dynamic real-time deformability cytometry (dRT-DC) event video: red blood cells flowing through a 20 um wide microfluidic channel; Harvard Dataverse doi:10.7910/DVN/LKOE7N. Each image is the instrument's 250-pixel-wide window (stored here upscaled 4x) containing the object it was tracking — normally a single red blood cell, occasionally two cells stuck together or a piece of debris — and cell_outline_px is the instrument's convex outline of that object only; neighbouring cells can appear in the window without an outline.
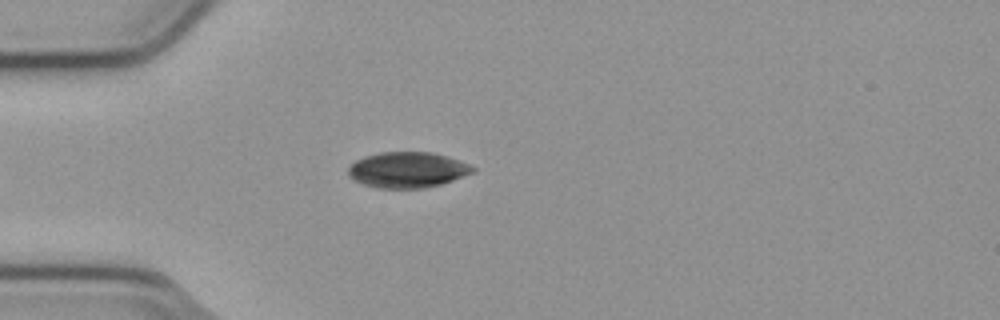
{"species": "common noctule bat (a hibernating species)", "species_latin": "Nyctalus noctula", "temperature_condition": "cold", "stored_images_in_passage": 38, "camera_frame_rate_fps": 3000, "um_per_image_px": 0.085, "animal": {"sex": "male", "body_mass_g": 23.1, "forearm_length_mm": 52.7}, "frame": {"image": 1, "passage_image": 4, "time_ms": 1.0, "image_size_px": [1000, 320], "cell_outline_px": [[476, 172], [440, 184], [424, 188], [380, 188], [364, 184], [352, 180], [348, 176], [348, 168], [356, 160], [364, 156], [380, 152], [432, 152], [448, 156], [468, 164], [476, 168]], "centroid_in_image_um": [34.63, 14.43], "position_along_channel_um": 50.4, "area_um2": 25.95}}
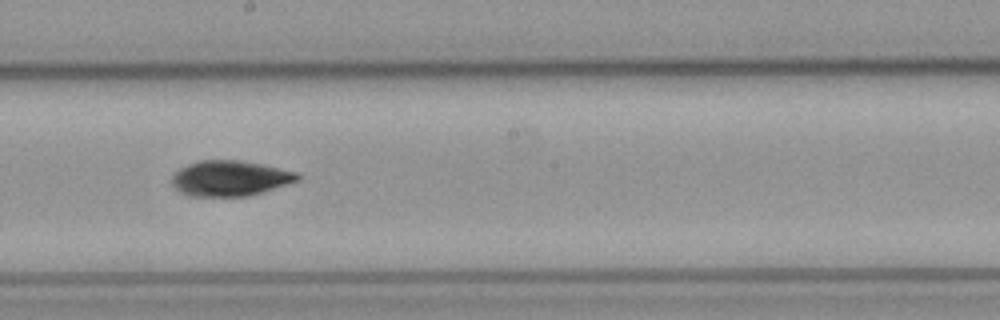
{"frame": {"image": 2, "passage_image": 19, "time_ms": 6.0, "image_size_px": [1000, 320], "cell_outline_px": [[300, 180], [264, 192], [248, 196], [188, 196], [180, 192], [172, 184], [172, 176], [180, 168], [200, 160], [236, 160], [264, 164], [296, 172], [300, 176]], "centroid_in_image_um": [19.57, 15.16], "position_along_channel_um": 228.6, "area_um2": 25.95}}
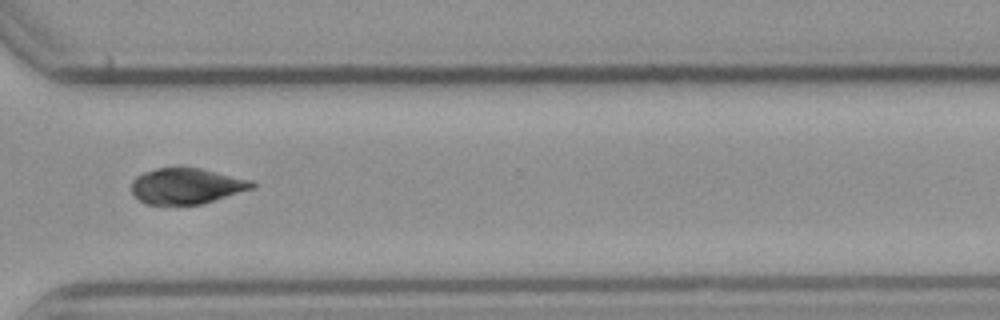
{"frame": {"image": 3, "passage_image": 29, "time_ms": 9.333, "image_size_px": [1000, 320], "cell_outline_px": [[256, 188], [200, 204], [144, 204], [132, 192], [132, 180], [136, 176], [144, 172], [156, 168], [200, 168], [252, 180], [256, 184]], "centroid_in_image_um": [15.87, 15.81], "position_along_channel_um": 354.7, "area_um2": 25.03}, "authors_computed_cell_mechanics": {"area_um2": 25.9522, "velocity_mm_per_s": 3.7979, "shape_relaxation_time_tau1_ms": 5.0372, "shape_relaxation_time_tau2_ms": null, "deformation_change_tau1": 0.0891, "deformation_change_tau2": null}}